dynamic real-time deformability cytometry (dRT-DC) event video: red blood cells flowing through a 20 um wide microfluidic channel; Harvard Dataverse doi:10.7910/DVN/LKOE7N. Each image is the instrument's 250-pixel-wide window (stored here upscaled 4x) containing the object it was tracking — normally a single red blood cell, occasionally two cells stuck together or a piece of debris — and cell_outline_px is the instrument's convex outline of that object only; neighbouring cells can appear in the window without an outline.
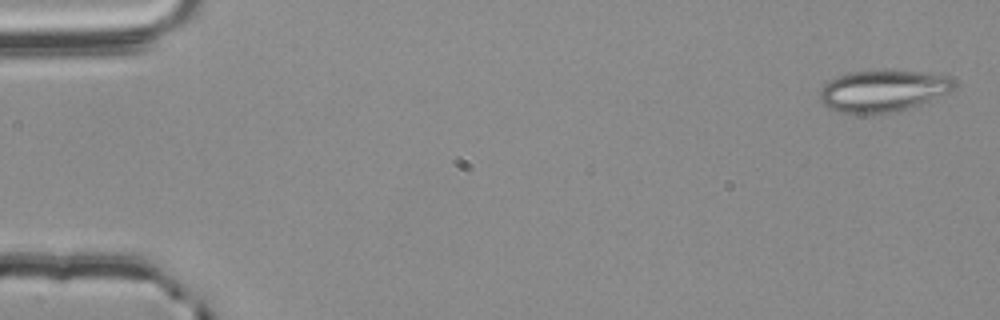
{"species": "common noctule bat (a hibernating species)", "species_latin": "Nyctalus noctula", "temperature_condition": "room temperature", "stored_images_in_passage": 54, "segment_of_instrument_passage": [1, 2], "camera_frame_rate_fps": 3000, "um_per_image_px": 0.085, "animal": {"sex": "male", "body_mass_g": 20.4}, "frame": {"image": 1, "passage_image": 1, "time_ms": 0.0, "image_size_px": [1000, 320], "cell_outline_px": [[956, 84], [952, 92], [920, 104], [888, 112], [860, 116], [852, 116], [828, 108], [820, 100], [820, 88], [828, 80], [836, 76], [852, 72], [920, 72], [944, 76], [952, 80]], "centroid_in_image_um": [74.98, 7.77], "position_along_channel_um": 10.0, "area_um2": 32.37}}